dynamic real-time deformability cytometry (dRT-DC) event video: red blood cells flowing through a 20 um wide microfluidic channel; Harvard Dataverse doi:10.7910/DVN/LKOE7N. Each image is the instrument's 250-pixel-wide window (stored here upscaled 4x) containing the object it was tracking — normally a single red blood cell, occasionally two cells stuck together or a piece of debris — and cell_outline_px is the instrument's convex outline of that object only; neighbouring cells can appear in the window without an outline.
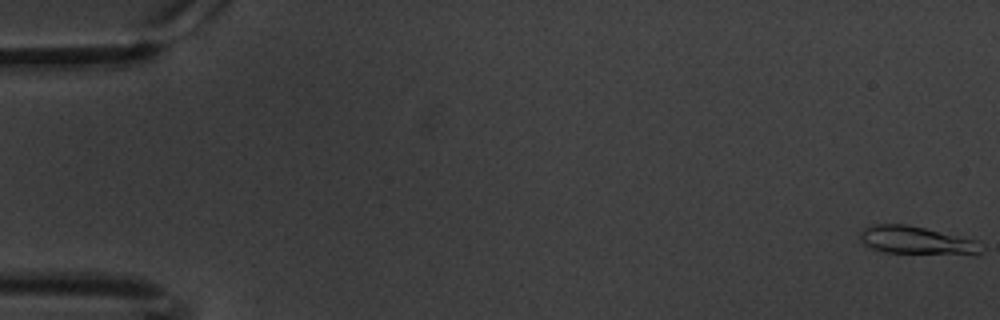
{"species": "common noctule bat (a hibernating species)", "species_latin": "Nyctalus noctula", "temperature_condition": "warm", "stored_images_in_passage": 61, "camera_frame_rate_fps": 3000, "um_per_image_px": 0.085, "animal": {"sex": "male", "body_mass_g": 20.1, "forearm_length_mm": 53.5}, "frame": {"image": 1, "passage_image": 1, "time_ms": 0.0, "image_size_px": [1000, 320], "cell_outline_px": [[984, 248], [980, 252], [884, 252], [860, 244], [860, 232], [864, 228], [876, 224], [904, 224], [924, 228], [976, 240]], "centroid_in_image_um": [77.75, 20.39], "position_along_channel_um": 7.2, "area_um2": 18.79}}
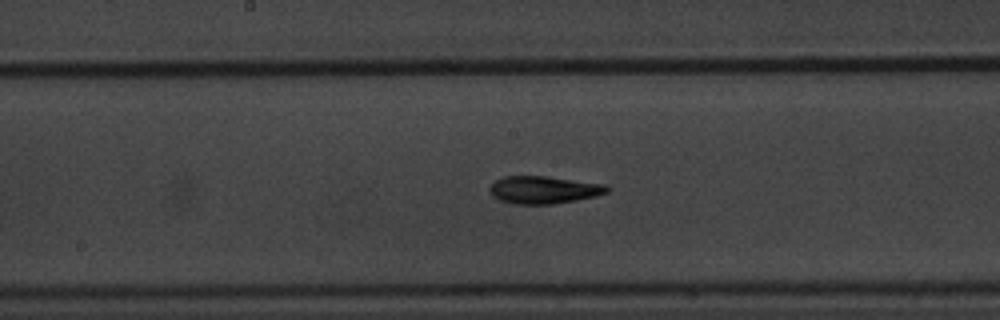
{"frame": {"image": 2, "passage_image": 32, "time_ms": 10.333, "image_size_px": [1000, 320], "cell_outline_px": [[612, 188], [608, 192], [596, 196], [576, 200], [552, 204], [516, 204], [500, 200], [492, 196], [488, 188], [496, 180], [504, 176], [548, 176], [608, 184]], "centroid_in_image_um": [46.27, 16.12], "position_along_channel_um": 201.9, "area_um2": 19.07}}
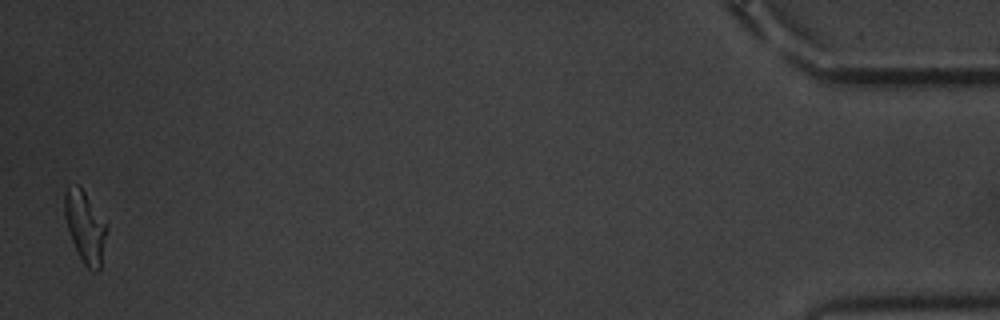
{"frame": {"image": 3, "passage_image": 60, "time_ms": 19.667, "image_size_px": [1000, 320], "cell_outline_px": [[104, 236], [100, 268], [96, 272], [88, 268], [84, 264], [72, 240], [64, 216], [64, 192], [68, 184], [76, 184], [84, 192], [104, 224]], "centroid_in_image_um": [7.15, 19.25], "position_along_channel_um": 428.1, "area_um2": 16.42}, "authors_computed_cell_mechanics": {"area_um2": 18.1492, "velocity_mm_per_s": 3.36, "shape_relaxation_time_tau1_ms": 3.165, "shape_relaxation_time_tau2_ms": 4.2589, "deformation_change_tau1": 0.1652, "deformation_change_tau2": 0.1327}}